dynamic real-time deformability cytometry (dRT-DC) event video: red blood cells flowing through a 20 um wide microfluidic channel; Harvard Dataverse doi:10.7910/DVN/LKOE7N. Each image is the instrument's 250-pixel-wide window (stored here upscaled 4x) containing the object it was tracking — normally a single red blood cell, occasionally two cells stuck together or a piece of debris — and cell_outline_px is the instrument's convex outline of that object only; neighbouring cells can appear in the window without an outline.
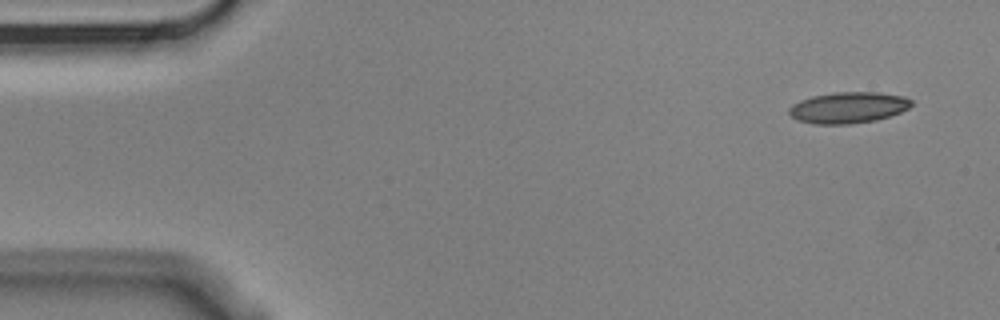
{"species": "Egyptian fruit bat (a non-hibernating species)", "species_latin": "Rousettus aegyptiacus", "temperature_condition": "cold", "stored_images_in_passage": 5, "camera_frame_rate_fps": 3000, "um_per_image_px": 0.085, "animal": {"sex": "male"}, "frame": {"image": 1, "passage_image": 1, "time_ms": 0.0, "image_size_px": [1000, 320], "cell_outline_px": [[912, 104], [908, 108], [900, 112], [876, 120], [852, 124], [812, 124], [796, 120], [788, 112], [788, 108], [792, 104], [800, 100], [812, 96], [836, 92], [876, 92], [904, 96], [912, 100]], "centroid_in_image_um": [72.07, 9.15], "position_along_channel_um": 12.9, "area_um2": 22.31}}
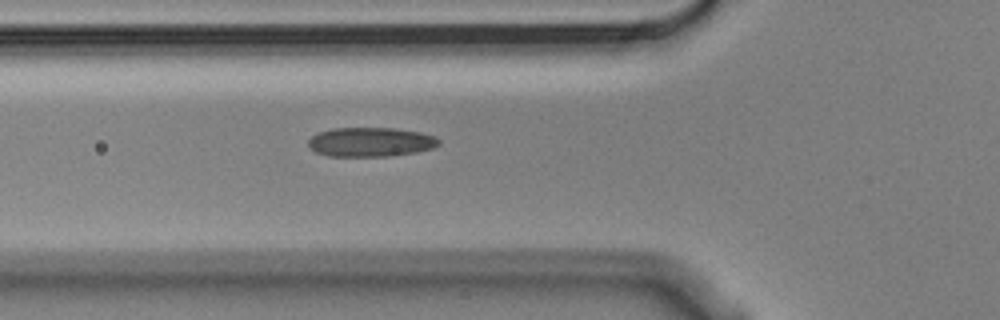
{"frame": {"image": 2, "passage_image": 5, "time_ms": 1.333, "image_size_px": [1000, 320], "cell_outline_px": [[440, 144], [432, 148], [416, 152], [388, 156], [328, 156], [316, 152], [308, 144], [308, 140], [316, 132], [332, 128], [392, 128], [420, 132], [436, 136], [440, 140]], "centroid_in_image_um": [31.5, 12.06], "position_along_channel_um": 94.3, "area_um2": 22.31}}